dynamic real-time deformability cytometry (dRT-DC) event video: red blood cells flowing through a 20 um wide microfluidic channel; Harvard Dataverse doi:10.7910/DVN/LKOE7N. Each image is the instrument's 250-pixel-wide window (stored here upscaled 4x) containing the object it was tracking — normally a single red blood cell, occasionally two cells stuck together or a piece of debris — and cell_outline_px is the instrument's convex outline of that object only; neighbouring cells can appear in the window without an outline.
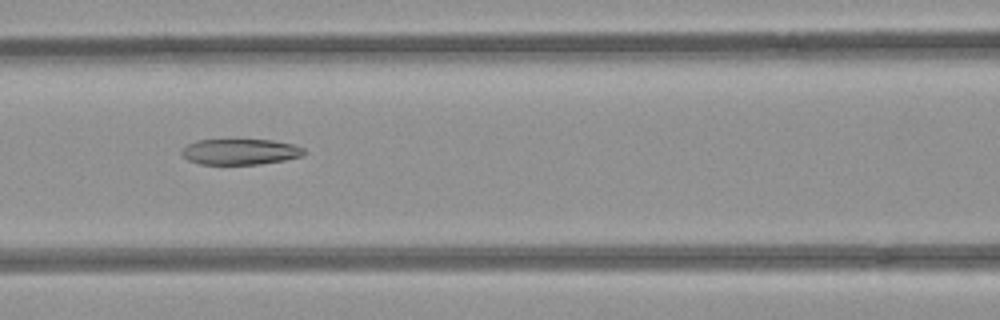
{"species": "common noctule bat (a hibernating species)", "species_latin": "Nyctalus noctula", "temperature_condition": "room temperature", "stored_images_in_passage": 4, "camera_frame_rate_fps": 3000, "um_per_image_px": 0.085, "animal": {"sex": "female", "body_mass_g": 21.9}, "frame": {"image": 1, "passage_image": 4, "time_ms": 1.0, "image_size_px": [1000, 320], "cell_outline_px": [[308, 152], [304, 156], [284, 160], [260, 164], [200, 164], [188, 160], [180, 152], [188, 144], [196, 140], [272, 140], [292, 144], [304, 148]], "centroid_in_image_um": [20.46, 12.9], "position_along_channel_um": 146.1, "area_um2": 18.38}}